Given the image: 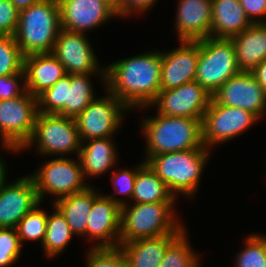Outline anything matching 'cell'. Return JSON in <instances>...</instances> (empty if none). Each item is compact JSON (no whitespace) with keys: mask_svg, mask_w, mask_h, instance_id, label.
Listing matches in <instances>:
<instances>
[{"mask_svg":"<svg viewBox=\"0 0 266 267\" xmlns=\"http://www.w3.org/2000/svg\"><path fill=\"white\" fill-rule=\"evenodd\" d=\"M162 51L152 50L105 66L106 89L130 111L150 106L161 90Z\"/></svg>","mask_w":266,"mask_h":267,"instance_id":"6da1fadb","label":"cell"},{"mask_svg":"<svg viewBox=\"0 0 266 267\" xmlns=\"http://www.w3.org/2000/svg\"><path fill=\"white\" fill-rule=\"evenodd\" d=\"M156 114L143 117L140 124L146 163L163 153L206 148L202 141V119Z\"/></svg>","mask_w":266,"mask_h":267,"instance_id":"7a4b0ae2","label":"cell"},{"mask_svg":"<svg viewBox=\"0 0 266 267\" xmlns=\"http://www.w3.org/2000/svg\"><path fill=\"white\" fill-rule=\"evenodd\" d=\"M176 203H131V205L128 201L121 207L120 244L142 238L181 234L186 227L182 220L178 219Z\"/></svg>","mask_w":266,"mask_h":267,"instance_id":"3957f363","label":"cell"},{"mask_svg":"<svg viewBox=\"0 0 266 267\" xmlns=\"http://www.w3.org/2000/svg\"><path fill=\"white\" fill-rule=\"evenodd\" d=\"M210 157L209 149L196 148L156 155L147 163L175 198L182 194L186 199L196 197L200 179Z\"/></svg>","mask_w":266,"mask_h":267,"instance_id":"277c9868","label":"cell"},{"mask_svg":"<svg viewBox=\"0 0 266 267\" xmlns=\"http://www.w3.org/2000/svg\"><path fill=\"white\" fill-rule=\"evenodd\" d=\"M61 30L58 0H40L19 11V22L14 35L21 53H52Z\"/></svg>","mask_w":266,"mask_h":267,"instance_id":"5b68a950","label":"cell"},{"mask_svg":"<svg viewBox=\"0 0 266 267\" xmlns=\"http://www.w3.org/2000/svg\"><path fill=\"white\" fill-rule=\"evenodd\" d=\"M32 146L42 157H68L72 153L78 156L82 141L75 118L38 112L33 134L20 151Z\"/></svg>","mask_w":266,"mask_h":267,"instance_id":"8992f818","label":"cell"},{"mask_svg":"<svg viewBox=\"0 0 266 267\" xmlns=\"http://www.w3.org/2000/svg\"><path fill=\"white\" fill-rule=\"evenodd\" d=\"M240 72L231 38L198 40L195 81L213 95L228 79Z\"/></svg>","mask_w":266,"mask_h":267,"instance_id":"52a82bcc","label":"cell"},{"mask_svg":"<svg viewBox=\"0 0 266 267\" xmlns=\"http://www.w3.org/2000/svg\"><path fill=\"white\" fill-rule=\"evenodd\" d=\"M34 181L38 198L41 203L45 196L56 197L52 204L66 196L81 192L91 186L86 183L80 160L77 156L73 157H55L36 169L30 175Z\"/></svg>","mask_w":266,"mask_h":267,"instance_id":"ba28073f","label":"cell"},{"mask_svg":"<svg viewBox=\"0 0 266 267\" xmlns=\"http://www.w3.org/2000/svg\"><path fill=\"white\" fill-rule=\"evenodd\" d=\"M38 113L37 98L26 91L12 99L0 100V143L10 153H20L30 140Z\"/></svg>","mask_w":266,"mask_h":267,"instance_id":"9c48e42d","label":"cell"},{"mask_svg":"<svg viewBox=\"0 0 266 267\" xmlns=\"http://www.w3.org/2000/svg\"><path fill=\"white\" fill-rule=\"evenodd\" d=\"M261 120L242 108L217 104L213 99L202 119L203 145L211 150L233 140ZM213 147V148H212Z\"/></svg>","mask_w":266,"mask_h":267,"instance_id":"30bf717a","label":"cell"},{"mask_svg":"<svg viewBox=\"0 0 266 267\" xmlns=\"http://www.w3.org/2000/svg\"><path fill=\"white\" fill-rule=\"evenodd\" d=\"M105 96L94 99L76 118L81 141L114 137L130 109L107 89ZM129 110V111H128Z\"/></svg>","mask_w":266,"mask_h":267,"instance_id":"8fae6325","label":"cell"},{"mask_svg":"<svg viewBox=\"0 0 266 267\" xmlns=\"http://www.w3.org/2000/svg\"><path fill=\"white\" fill-rule=\"evenodd\" d=\"M87 34L61 29L52 54L64 65L67 74H96L106 89V70L98 62Z\"/></svg>","mask_w":266,"mask_h":267,"instance_id":"7c38bea8","label":"cell"},{"mask_svg":"<svg viewBox=\"0 0 266 267\" xmlns=\"http://www.w3.org/2000/svg\"><path fill=\"white\" fill-rule=\"evenodd\" d=\"M211 100L212 95L194 80L174 89L160 90L150 106L139 110L157 107L160 115L203 119Z\"/></svg>","mask_w":266,"mask_h":267,"instance_id":"4fadbf2b","label":"cell"},{"mask_svg":"<svg viewBox=\"0 0 266 267\" xmlns=\"http://www.w3.org/2000/svg\"><path fill=\"white\" fill-rule=\"evenodd\" d=\"M61 29L84 33L116 18V1L58 0Z\"/></svg>","mask_w":266,"mask_h":267,"instance_id":"5bb4252c","label":"cell"},{"mask_svg":"<svg viewBox=\"0 0 266 267\" xmlns=\"http://www.w3.org/2000/svg\"><path fill=\"white\" fill-rule=\"evenodd\" d=\"M212 99L224 106L242 108L262 119L266 114V93L252 72L240 71L228 79Z\"/></svg>","mask_w":266,"mask_h":267,"instance_id":"9a60e30c","label":"cell"},{"mask_svg":"<svg viewBox=\"0 0 266 267\" xmlns=\"http://www.w3.org/2000/svg\"><path fill=\"white\" fill-rule=\"evenodd\" d=\"M120 230L121 206L100 193L93 200L87 223V240L93 241L91 248L118 247Z\"/></svg>","mask_w":266,"mask_h":267,"instance_id":"2e32d148","label":"cell"},{"mask_svg":"<svg viewBox=\"0 0 266 267\" xmlns=\"http://www.w3.org/2000/svg\"><path fill=\"white\" fill-rule=\"evenodd\" d=\"M39 203L30 174L8 181L0 190V228H16L19 221Z\"/></svg>","mask_w":266,"mask_h":267,"instance_id":"e0dca14e","label":"cell"},{"mask_svg":"<svg viewBox=\"0 0 266 267\" xmlns=\"http://www.w3.org/2000/svg\"><path fill=\"white\" fill-rule=\"evenodd\" d=\"M178 47L162 51L161 90L194 81L198 64V41H178Z\"/></svg>","mask_w":266,"mask_h":267,"instance_id":"ac0fdd59","label":"cell"},{"mask_svg":"<svg viewBox=\"0 0 266 267\" xmlns=\"http://www.w3.org/2000/svg\"><path fill=\"white\" fill-rule=\"evenodd\" d=\"M175 30L179 41L211 36L212 0H178Z\"/></svg>","mask_w":266,"mask_h":267,"instance_id":"d6986e66","label":"cell"},{"mask_svg":"<svg viewBox=\"0 0 266 267\" xmlns=\"http://www.w3.org/2000/svg\"><path fill=\"white\" fill-rule=\"evenodd\" d=\"M26 90L38 97L67 73L64 65L52 53L24 56Z\"/></svg>","mask_w":266,"mask_h":267,"instance_id":"ffe728a7","label":"cell"},{"mask_svg":"<svg viewBox=\"0 0 266 267\" xmlns=\"http://www.w3.org/2000/svg\"><path fill=\"white\" fill-rule=\"evenodd\" d=\"M113 137L90 139L82 142L78 158L85 179L102 177L117 166L119 157Z\"/></svg>","mask_w":266,"mask_h":267,"instance_id":"44dd1931","label":"cell"},{"mask_svg":"<svg viewBox=\"0 0 266 267\" xmlns=\"http://www.w3.org/2000/svg\"><path fill=\"white\" fill-rule=\"evenodd\" d=\"M231 40L240 71L251 72L266 59V23L251 24Z\"/></svg>","mask_w":266,"mask_h":267,"instance_id":"7402d4cb","label":"cell"},{"mask_svg":"<svg viewBox=\"0 0 266 267\" xmlns=\"http://www.w3.org/2000/svg\"><path fill=\"white\" fill-rule=\"evenodd\" d=\"M180 234L136 239L119 245L128 267H159L167 247Z\"/></svg>","mask_w":266,"mask_h":267,"instance_id":"603a6c76","label":"cell"},{"mask_svg":"<svg viewBox=\"0 0 266 267\" xmlns=\"http://www.w3.org/2000/svg\"><path fill=\"white\" fill-rule=\"evenodd\" d=\"M251 24L239 0H212L211 37L231 38Z\"/></svg>","mask_w":266,"mask_h":267,"instance_id":"cb8c5ba5","label":"cell"},{"mask_svg":"<svg viewBox=\"0 0 266 267\" xmlns=\"http://www.w3.org/2000/svg\"><path fill=\"white\" fill-rule=\"evenodd\" d=\"M92 185L85 190L63 197L53 204L64 215L71 232L79 237L87 238V223L93 200L101 193Z\"/></svg>","mask_w":266,"mask_h":267,"instance_id":"d4e9b609","label":"cell"},{"mask_svg":"<svg viewBox=\"0 0 266 267\" xmlns=\"http://www.w3.org/2000/svg\"><path fill=\"white\" fill-rule=\"evenodd\" d=\"M177 199L148 163L137 171L130 203L177 202Z\"/></svg>","mask_w":266,"mask_h":267,"instance_id":"484cf974","label":"cell"},{"mask_svg":"<svg viewBox=\"0 0 266 267\" xmlns=\"http://www.w3.org/2000/svg\"><path fill=\"white\" fill-rule=\"evenodd\" d=\"M52 206L53 211L51 215L48 212L46 235L41 246L43 253L48 258L60 256L75 236L71 232L64 215L54 204Z\"/></svg>","mask_w":266,"mask_h":267,"instance_id":"4316f807","label":"cell"},{"mask_svg":"<svg viewBox=\"0 0 266 267\" xmlns=\"http://www.w3.org/2000/svg\"><path fill=\"white\" fill-rule=\"evenodd\" d=\"M95 74H71L70 85H67L65 116L76 118L94 99L97 98L90 80ZM96 95V96H95Z\"/></svg>","mask_w":266,"mask_h":267,"instance_id":"83f0119b","label":"cell"},{"mask_svg":"<svg viewBox=\"0 0 266 267\" xmlns=\"http://www.w3.org/2000/svg\"><path fill=\"white\" fill-rule=\"evenodd\" d=\"M187 228L167 247L159 267H201L200 255L188 239ZM195 250V251H194Z\"/></svg>","mask_w":266,"mask_h":267,"instance_id":"f1b7e54d","label":"cell"},{"mask_svg":"<svg viewBox=\"0 0 266 267\" xmlns=\"http://www.w3.org/2000/svg\"><path fill=\"white\" fill-rule=\"evenodd\" d=\"M41 202L29 211L18 223L16 230L22 246L23 242H44L47 228L48 212L41 208ZM39 240V241H38Z\"/></svg>","mask_w":266,"mask_h":267,"instance_id":"f546056e","label":"cell"},{"mask_svg":"<svg viewBox=\"0 0 266 267\" xmlns=\"http://www.w3.org/2000/svg\"><path fill=\"white\" fill-rule=\"evenodd\" d=\"M244 248L235 256L234 267H266V235L249 234Z\"/></svg>","mask_w":266,"mask_h":267,"instance_id":"4dcf8cb0","label":"cell"},{"mask_svg":"<svg viewBox=\"0 0 266 267\" xmlns=\"http://www.w3.org/2000/svg\"><path fill=\"white\" fill-rule=\"evenodd\" d=\"M67 85H70V74H66L53 86L37 97L38 112L65 116Z\"/></svg>","mask_w":266,"mask_h":267,"instance_id":"1f68e13d","label":"cell"},{"mask_svg":"<svg viewBox=\"0 0 266 267\" xmlns=\"http://www.w3.org/2000/svg\"><path fill=\"white\" fill-rule=\"evenodd\" d=\"M24 55L14 36L0 35V76L14 75L23 71Z\"/></svg>","mask_w":266,"mask_h":267,"instance_id":"d6a6232c","label":"cell"},{"mask_svg":"<svg viewBox=\"0 0 266 267\" xmlns=\"http://www.w3.org/2000/svg\"><path fill=\"white\" fill-rule=\"evenodd\" d=\"M146 162L143 160L140 164H137L136 167L132 168H123L116 170L113 172L112 177H111V183L114 188V195H109V194H104L108 196L113 202H116L119 204L121 207L125 204H127L128 200L131 201L133 192H134V183L135 179L137 176V171L145 164ZM121 194V196H124L125 198L123 199L122 197L118 198V195L115 194ZM127 197V198H126ZM128 199V200H127Z\"/></svg>","mask_w":266,"mask_h":267,"instance_id":"836d02e7","label":"cell"},{"mask_svg":"<svg viewBox=\"0 0 266 267\" xmlns=\"http://www.w3.org/2000/svg\"><path fill=\"white\" fill-rule=\"evenodd\" d=\"M16 228H0V267H11L22 254Z\"/></svg>","mask_w":266,"mask_h":267,"instance_id":"e575fe53","label":"cell"},{"mask_svg":"<svg viewBox=\"0 0 266 267\" xmlns=\"http://www.w3.org/2000/svg\"><path fill=\"white\" fill-rule=\"evenodd\" d=\"M86 267H128L120 247L91 248L86 253Z\"/></svg>","mask_w":266,"mask_h":267,"instance_id":"d590c367","label":"cell"},{"mask_svg":"<svg viewBox=\"0 0 266 267\" xmlns=\"http://www.w3.org/2000/svg\"><path fill=\"white\" fill-rule=\"evenodd\" d=\"M26 91L24 70L14 75L0 76V100L15 98Z\"/></svg>","mask_w":266,"mask_h":267,"instance_id":"8d00e7d4","label":"cell"},{"mask_svg":"<svg viewBox=\"0 0 266 267\" xmlns=\"http://www.w3.org/2000/svg\"><path fill=\"white\" fill-rule=\"evenodd\" d=\"M18 22V8L9 0H0V35L14 36Z\"/></svg>","mask_w":266,"mask_h":267,"instance_id":"74e56055","label":"cell"},{"mask_svg":"<svg viewBox=\"0 0 266 267\" xmlns=\"http://www.w3.org/2000/svg\"><path fill=\"white\" fill-rule=\"evenodd\" d=\"M158 0H117L116 15L120 18H127L137 14L148 12L157 4ZM132 14V15H131Z\"/></svg>","mask_w":266,"mask_h":267,"instance_id":"f35d334b","label":"cell"},{"mask_svg":"<svg viewBox=\"0 0 266 267\" xmlns=\"http://www.w3.org/2000/svg\"><path fill=\"white\" fill-rule=\"evenodd\" d=\"M239 1L245 11L247 18L251 21L252 24L266 23V0Z\"/></svg>","mask_w":266,"mask_h":267,"instance_id":"ab89813d","label":"cell"},{"mask_svg":"<svg viewBox=\"0 0 266 267\" xmlns=\"http://www.w3.org/2000/svg\"><path fill=\"white\" fill-rule=\"evenodd\" d=\"M252 74L255 76L257 82L266 93V59L262 61L253 71Z\"/></svg>","mask_w":266,"mask_h":267,"instance_id":"60d3db41","label":"cell"},{"mask_svg":"<svg viewBox=\"0 0 266 267\" xmlns=\"http://www.w3.org/2000/svg\"><path fill=\"white\" fill-rule=\"evenodd\" d=\"M6 164L7 163L5 162V160H3L2 155H0V190L8 182V179H6L8 176Z\"/></svg>","mask_w":266,"mask_h":267,"instance_id":"b9f144b4","label":"cell"},{"mask_svg":"<svg viewBox=\"0 0 266 267\" xmlns=\"http://www.w3.org/2000/svg\"><path fill=\"white\" fill-rule=\"evenodd\" d=\"M9 1L13 3L20 11L22 9L30 7L32 4H35L40 0H9Z\"/></svg>","mask_w":266,"mask_h":267,"instance_id":"7bdbcfd3","label":"cell"}]
</instances>
